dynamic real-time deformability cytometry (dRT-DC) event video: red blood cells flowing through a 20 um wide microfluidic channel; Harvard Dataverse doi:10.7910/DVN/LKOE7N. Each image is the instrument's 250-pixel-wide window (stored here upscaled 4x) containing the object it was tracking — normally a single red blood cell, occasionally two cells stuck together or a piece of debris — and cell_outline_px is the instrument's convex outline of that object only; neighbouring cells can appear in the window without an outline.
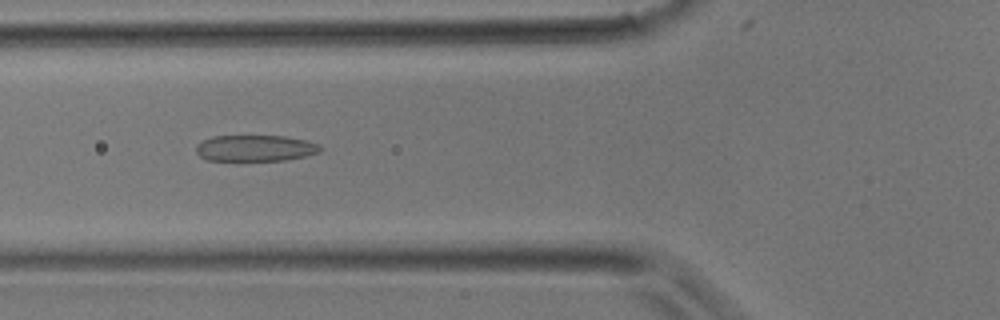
{"species": "common noctule bat (a hibernating species)", "species_latin": "Nyctalus noctula", "temperature_condition": "room temperature", "stored_images_in_passage": 31, "camera_frame_rate_fps": 3000, "um_per_image_px": 0.085, "animal": {"sex": "male", "body_mass_g": 17.9}, "frame": {"image": 1, "passage_image": 6, "time_ms": 1.667, "image_size_px": [1000, 320], "cell_outline_px": [[324, 148], [320, 152], [304, 156], [284, 160], [204, 160], [196, 152], [196, 144], [212, 136], [284, 136], [308, 140], [320, 144]], "centroid_in_image_um": [21.72, 12.59], "position_along_channel_um": 104.1, "area_um2": 19.07}}
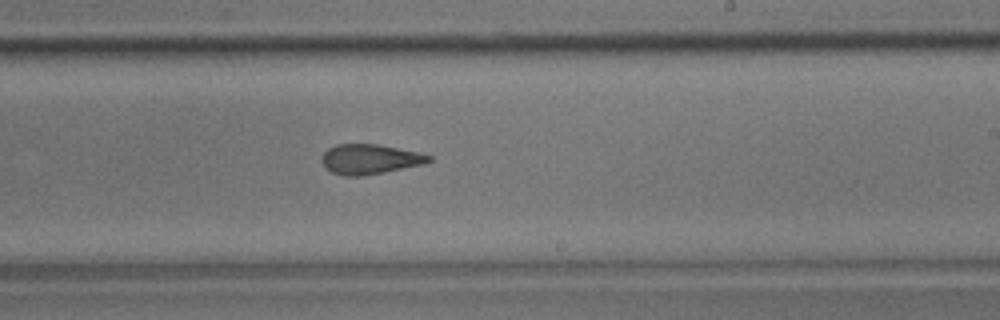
{"frame": {"image": 2, "passage_image": 15, "time_ms": 4.667, "image_size_px": [1000, 320], "cell_outline_px": [[432, 160], [424, 164], [384, 172], [360, 176], [344, 176], [332, 172], [324, 168], [320, 160], [324, 152], [328, 148], [336, 144], [376, 144], [416, 152], [432, 156]], "centroid_in_image_um": [31.38, 13.53], "position_along_channel_um": 257.6, "area_um2": 18.61}}
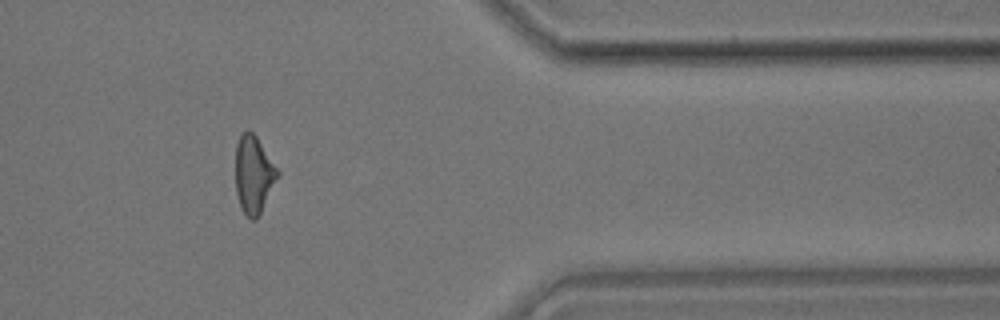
{"frame": {"image": 3, "passage_image": 24, "time_ms": 7.667, "image_size_px": [1000, 320], "cell_outline_px": [[280, 172], [256, 220], [252, 220], [244, 212], [240, 204], [236, 192], [236, 144], [240, 132], [248, 128], [256, 136]], "centroid_in_image_um": [21.54, 14.77], "position_along_channel_um": 389.9, "area_um2": 18.73}}